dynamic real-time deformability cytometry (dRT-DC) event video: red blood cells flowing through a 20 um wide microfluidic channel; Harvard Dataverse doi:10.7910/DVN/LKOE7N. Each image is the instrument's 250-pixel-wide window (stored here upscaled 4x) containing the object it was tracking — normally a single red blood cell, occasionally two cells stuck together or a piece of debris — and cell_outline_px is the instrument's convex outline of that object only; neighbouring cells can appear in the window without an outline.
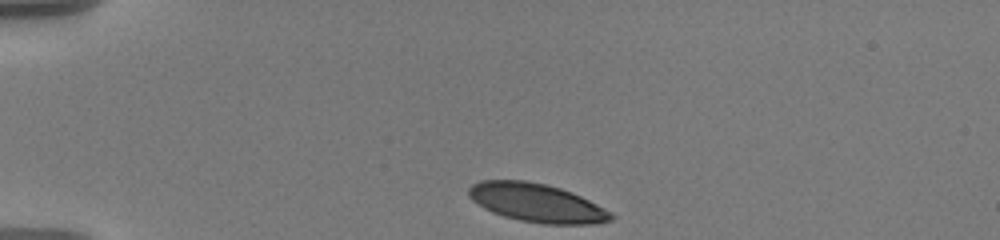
{"species": "human", "species_latin": "Homo sapiens", "temperature_condition": "warm", "stored_images_in_passage": 39, "camera_frame_rate_fps": 3000, "um_per_image_px": 0.085, "donor": {"sex": "male"}, "frame": {"image": 1, "passage_image": 1, "time_ms": 0.0, "image_size_px": [1000, 240], "cell_outline_px": [[616, 216], [612, 220], [592, 224], [540, 224], [520, 220], [504, 216], [492, 212], [484, 208], [472, 200], [468, 196], [468, 188], [472, 184], [480, 180], [524, 180], [548, 184], [572, 192], [612, 212]], "centroid_in_image_um": [45.62, 17.24], "position_along_channel_um": 39.4, "area_um2": 32.08}}
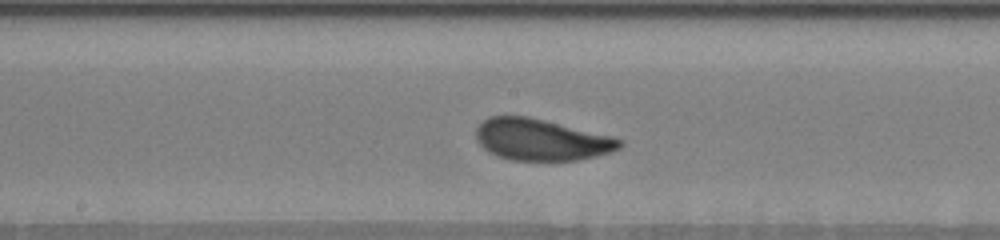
{"frame": {"image": 2, "passage_image": 19, "time_ms": 6.0, "image_size_px": [1000, 240], "cell_outline_px": [[624, 144], [620, 148], [612, 152], [580, 160], [512, 160], [500, 156], [484, 148], [476, 140], [476, 128], [488, 116], [528, 116], [612, 136], [624, 140]], "centroid_in_image_um": [46.05, 11.87], "position_along_channel_um": 202.2, "area_um2": 34.62}}
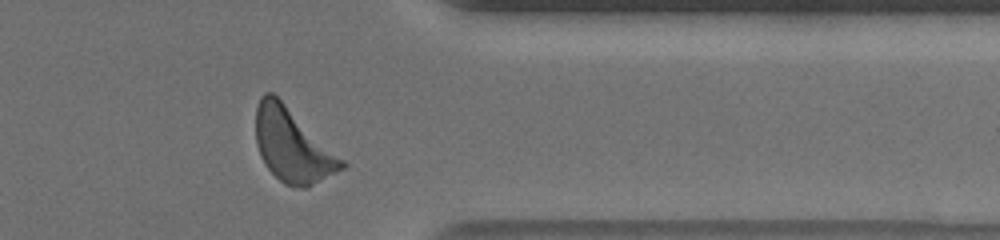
{"frame": {"image": 3, "passage_image": 35, "time_ms": 11.333, "image_size_px": [1000, 240], "cell_outline_px": [[348, 164], [344, 168], [308, 188], [300, 188], [284, 184], [268, 168], [260, 156], [256, 144], [256, 108], [260, 96], [264, 92], [272, 92], [344, 160]], "centroid_in_image_um": [24.85, 12.38], "position_along_channel_um": 386.6, "area_um2": 36.3}, "authors_computed_cell_mechanics": {"area_um2": 34.5066, "velocity_mm_per_s": 3.5645, "shape_relaxation_time_tau1_ms": 3.3237, "shape_relaxation_time_tau2_ms": 3.0497, "deformation_change_tau1": 0.145, "deformation_change_tau2": 0.0952}}